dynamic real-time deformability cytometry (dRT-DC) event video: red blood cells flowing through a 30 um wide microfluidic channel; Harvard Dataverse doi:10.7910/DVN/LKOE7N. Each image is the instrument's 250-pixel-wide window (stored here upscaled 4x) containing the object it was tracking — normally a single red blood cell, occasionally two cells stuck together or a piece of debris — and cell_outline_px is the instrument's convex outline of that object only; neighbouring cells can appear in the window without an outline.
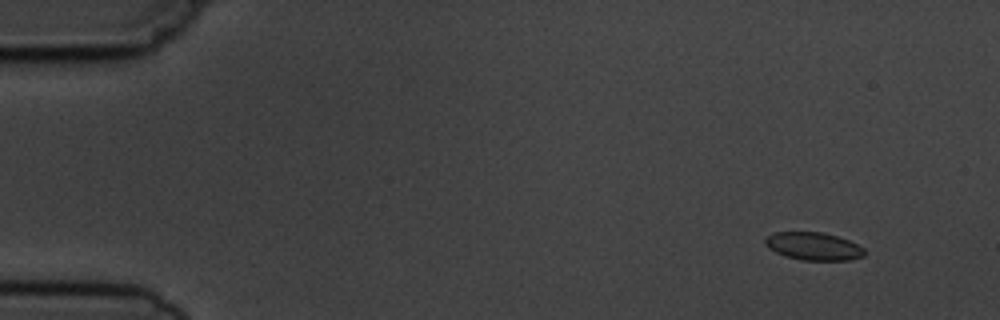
{"species": "common noctule bat (a hibernating species)", "species_latin": "Nyctalus noctula", "temperature_condition": "cold", "stored_images_in_passage": 5, "camera_frame_rate_fps": 3000, "um_per_image_px": 0.085, "animal": {"sex": "male", "body_mass_g": 19.5, "forearm_length_mm": 54.6}, "frame": {"image": 1, "passage_image": 1, "time_ms": 0.0, "image_size_px": [1000, 320], "cell_outline_px": [[864, 256], [848, 260], [804, 260], [784, 256], [768, 248], [764, 244], [764, 240], [768, 236], [776, 232], [824, 232], [848, 240], [864, 248]], "centroid_in_image_um": [69.13, 20.93], "position_along_channel_um": 15.9, "area_um2": 16.01}}